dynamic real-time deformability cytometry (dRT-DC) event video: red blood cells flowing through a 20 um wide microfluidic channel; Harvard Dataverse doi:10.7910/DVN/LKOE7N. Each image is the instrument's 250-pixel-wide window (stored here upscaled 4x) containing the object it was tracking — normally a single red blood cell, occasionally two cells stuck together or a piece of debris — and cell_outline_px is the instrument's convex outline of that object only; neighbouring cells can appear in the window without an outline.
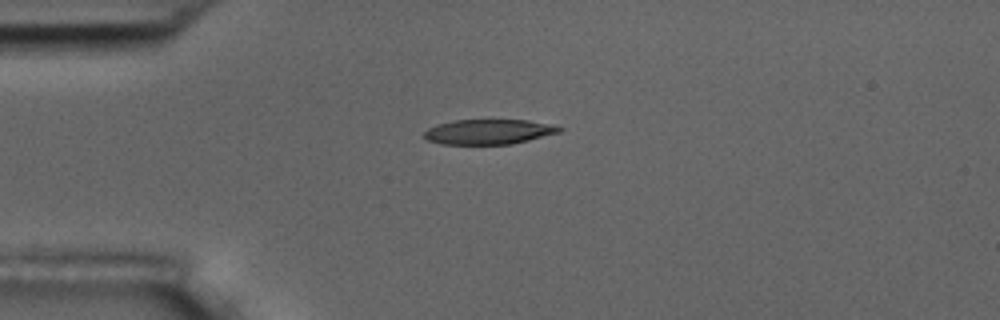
{"species": "common noctule bat (a hibernating species)", "species_latin": "Nyctalus noctula", "temperature_condition": "room temperature", "stored_images_in_passage": 8, "camera_frame_rate_fps": 3000, "um_per_image_px": 0.085, "animal": {"sex": "male", "body_mass_g": 17.5, "forearm_length_mm": 52.3}, "frame": {"image": 1, "passage_image": 4, "time_ms": 3.667, "image_size_px": [1000, 320], "cell_outline_px": [[564, 128], [560, 132], [512, 144], [440, 144], [428, 140], [424, 136], [424, 132], [428, 128], [436, 124], [452, 120], [528, 120]], "centroid_in_image_um": [41.49, 11.2], "position_along_channel_um": 43.5, "area_um2": 19.54}}
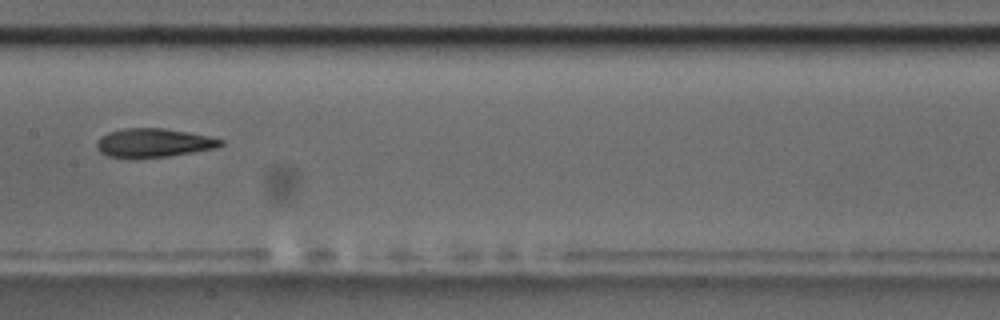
{"frame": {"image": 2, "passage_image": 8, "time_ms": 8.333, "image_size_px": [1000, 320], "cell_outline_px": [[224, 144], [216, 148], [168, 156], [108, 156], [100, 152], [96, 148], [96, 144], [100, 136], [108, 132], [124, 128], [164, 128], [188, 132], [208, 136], [224, 140]], "centroid_in_image_um": [13.07, 12.11], "position_along_channel_um": 194.3, "area_um2": 20.35}}